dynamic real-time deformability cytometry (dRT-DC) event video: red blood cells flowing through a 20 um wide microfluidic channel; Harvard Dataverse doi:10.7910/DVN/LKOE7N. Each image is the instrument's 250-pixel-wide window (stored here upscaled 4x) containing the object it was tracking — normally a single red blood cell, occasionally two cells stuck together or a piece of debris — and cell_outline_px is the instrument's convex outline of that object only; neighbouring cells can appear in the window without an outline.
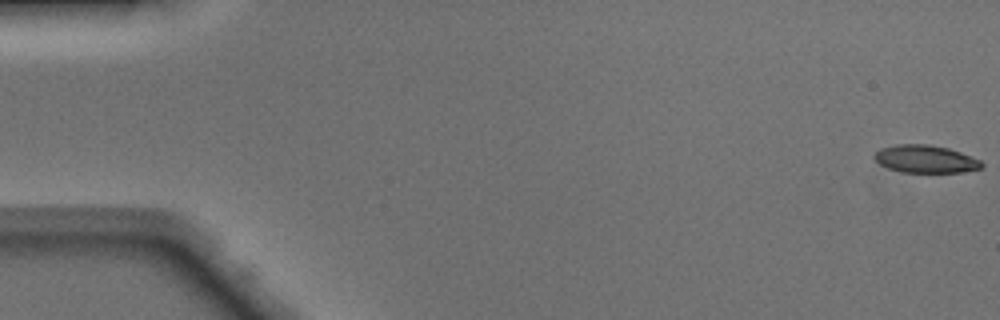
{"species": "Egyptian fruit bat (a non-hibernating species)", "species_latin": "Rousettus aegyptiacus", "temperature_condition": "warm", "stored_images_in_passage": 49, "camera_frame_rate_fps": 3000, "um_per_image_px": 0.085, "animal": {"sex": "male"}, "frame": {"image": 1, "passage_image": 1, "time_ms": 0.0, "image_size_px": [1000, 320], "cell_outline_px": [[984, 164], [980, 168], [960, 172], [904, 172], [888, 168], [880, 164], [872, 156], [880, 148], [896, 144], [928, 144], [948, 148], [960, 152], [980, 160]], "centroid_in_image_um": [78.64, 13.5], "position_along_channel_um": 6.4, "area_um2": 17.17}}
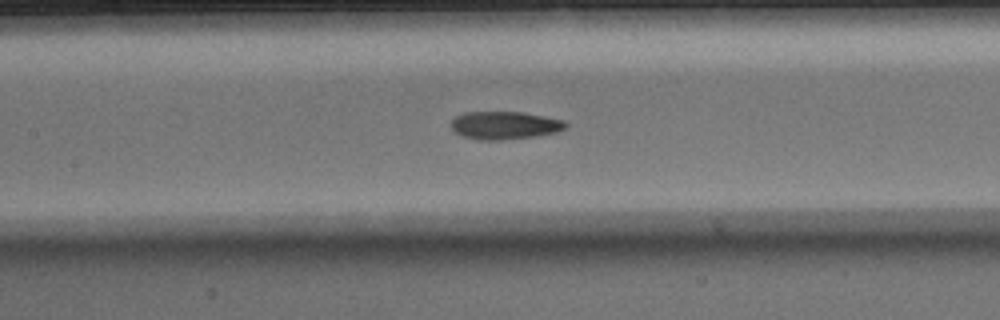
{"frame": {"image": 2, "passage_image": 23, "time_ms": 7.333, "image_size_px": [1000, 320], "cell_outline_px": [[568, 128], [556, 132], [536, 136], [500, 140], [476, 140], [460, 136], [452, 128], [452, 120], [456, 116], [464, 112], [524, 112], [564, 120], [568, 124]], "centroid_in_image_um": [42.91, 10.66], "position_along_channel_um": 164.5, "area_um2": 18.79}}
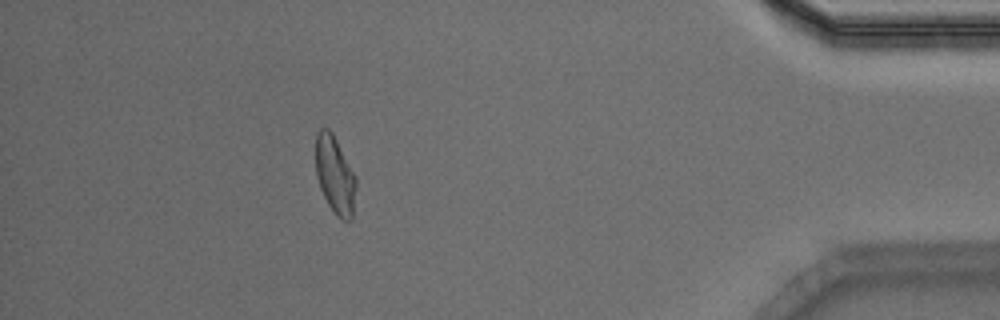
{"frame": {"image": 3, "passage_image": 44, "time_ms": 14.333, "image_size_px": [1000, 320], "cell_outline_px": [[356, 188], [352, 220], [344, 220], [336, 216], [328, 204], [320, 188], [316, 176], [316, 132], [320, 128], [328, 128], [332, 132], [356, 176]], "centroid_in_image_um": [28.47, 14.88], "position_along_channel_um": 406.7, "area_um2": 18.32}, "authors_computed_cell_mechanics": {"area_um2": 18.5538, "velocity_mm_per_s": 4.1708, "shape_relaxation_time_tau1_ms": 5.487, "shape_relaxation_time_tau2_ms": 1.3055, "deformation_change_tau1": 0.1722, "deformation_change_tau2": 0.072}}